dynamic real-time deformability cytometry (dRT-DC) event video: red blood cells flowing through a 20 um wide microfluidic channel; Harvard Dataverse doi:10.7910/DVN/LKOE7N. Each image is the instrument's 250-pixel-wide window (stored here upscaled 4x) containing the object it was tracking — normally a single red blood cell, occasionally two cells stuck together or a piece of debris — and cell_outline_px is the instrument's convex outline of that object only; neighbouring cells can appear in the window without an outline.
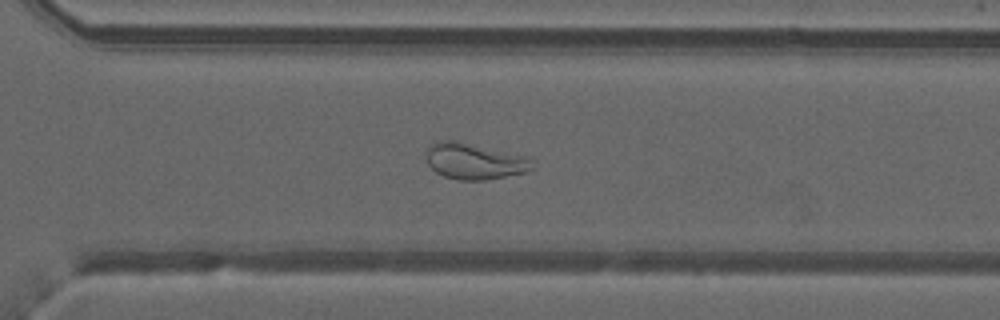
{"species": "common noctule bat (a hibernating species)", "species_latin": "Nyctalus noctula", "temperature_condition": "warm", "stored_images_in_passage": 51, "camera_frame_rate_fps": 3000, "um_per_image_px": 0.085, "animal": {"sex": "male", "forearm_length_mm": 52.5}, "frame": {"image": 1, "passage_image": 36, "time_ms": 11.667, "image_size_px": [1000, 320], "cell_outline_px": [[532, 168], [528, 172], [484, 180], [460, 180], [444, 176], [436, 172], [428, 164], [428, 148], [436, 140], [456, 140], [528, 156]], "centroid_in_image_um": [40.33, 13.69], "position_along_channel_um": 330.3, "area_um2": 22.2}}
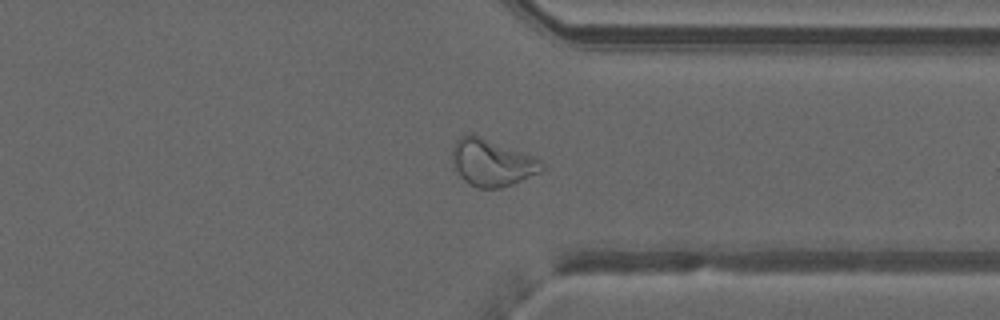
{"frame": {"image": 2, "passage_image": 39, "time_ms": 12.667, "image_size_px": [1000, 320], "cell_outline_px": [[544, 168], [540, 172], [512, 184], [500, 188], [480, 188], [464, 180], [452, 168], [452, 148], [456, 140], [472, 132], [536, 156], [544, 164]], "centroid_in_image_um": [41.81, 13.79], "position_along_channel_um": 369.6, "area_um2": 24.85}}
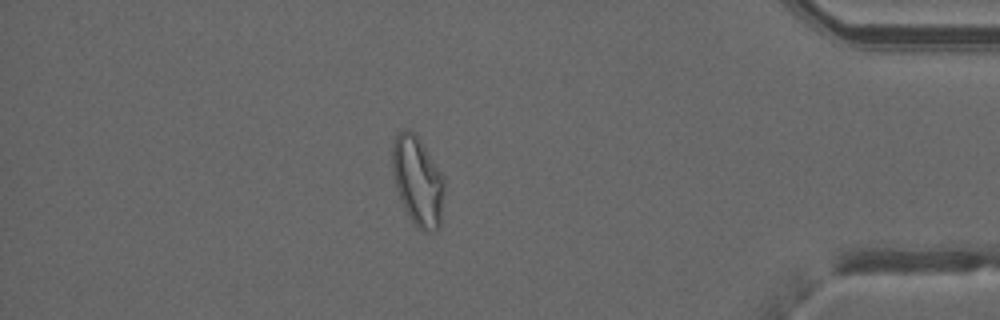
{"frame": {"image": 3, "passage_image": 44, "time_ms": 14.333, "image_size_px": [1000, 320], "cell_outline_px": [[444, 192], [440, 224], [436, 228], [428, 232], [424, 232], [412, 220], [404, 208], [396, 188], [392, 168], [392, 148], [396, 136], [400, 132], [408, 128], [420, 140], [444, 176]], "centroid_in_image_um": [35.51, 15.38], "position_along_channel_um": 399.7, "area_um2": 26.59}, "authors_computed_cell_mechanics": {"area_um2": 27.2816, "velocity_mm_per_s": 4.0229, "shape_relaxation_time_tau1_ms": null, "shape_relaxation_time_tau2_ms": 1.4746, "deformation_change_tau1": null, "deformation_change_tau2": 0.0959}}